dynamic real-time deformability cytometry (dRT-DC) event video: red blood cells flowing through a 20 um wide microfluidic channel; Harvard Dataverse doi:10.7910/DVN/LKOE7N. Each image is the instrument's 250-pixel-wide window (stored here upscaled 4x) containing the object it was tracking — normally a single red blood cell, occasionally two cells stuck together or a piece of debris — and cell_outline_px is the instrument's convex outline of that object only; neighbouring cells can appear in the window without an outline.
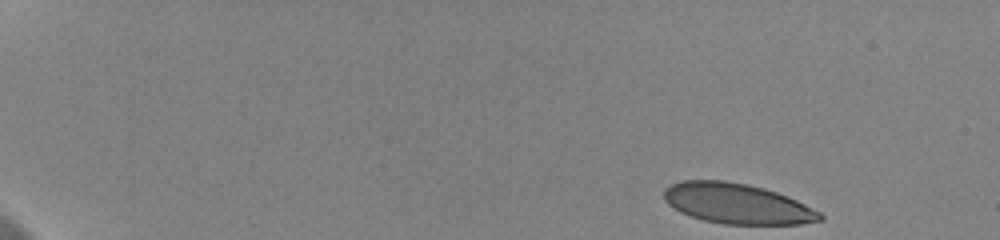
{"species": "human", "species_latin": "Homo sapiens", "temperature_condition": "cold", "stored_images_in_passage": 38, "camera_frame_rate_fps": 3000, "um_per_image_px": 0.085, "donor": {"sex": "female"}, "frame": {"image": 1, "passage_image": 1, "time_ms": 0.0, "image_size_px": [1000, 240], "cell_outline_px": [[824, 220], [800, 224], [724, 224], [704, 220], [680, 212], [668, 204], [664, 200], [664, 188], [680, 180], [724, 180], [748, 184], [764, 188], [788, 196], [820, 212], [824, 216]], "centroid_in_image_um": [62.65, 17.3], "position_along_channel_um": 22.4, "area_um2": 36.7}}
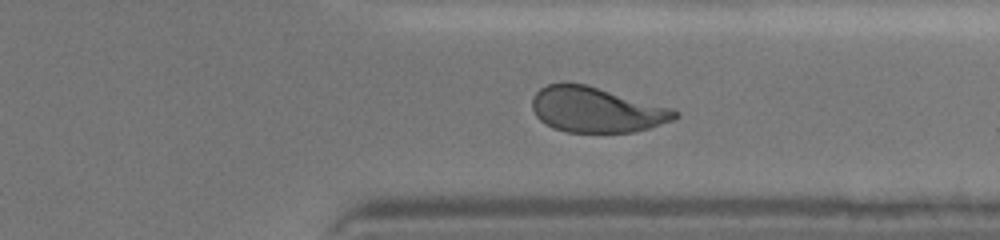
{"frame": {"image": 2, "passage_image": 30, "time_ms": 9.667, "image_size_px": [1000, 240], "cell_outline_px": [[680, 116], [672, 120], [648, 128], [632, 132], [564, 132], [552, 128], [540, 120], [536, 116], [532, 108], [532, 96], [540, 88], [548, 84], [584, 84], [672, 108], [680, 112]], "centroid_in_image_um": [50.67, 9.34], "position_along_channel_um": 360.7, "area_um2": 37.34}}
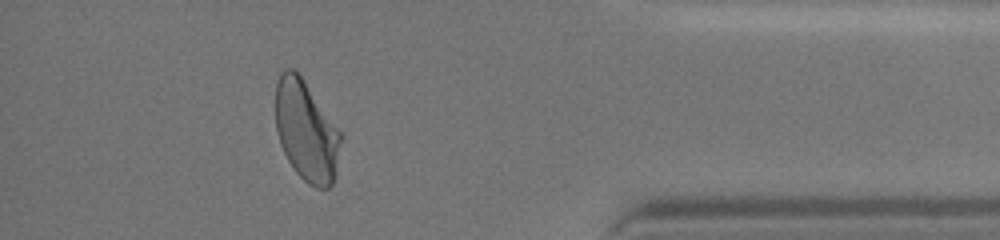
{"frame": {"image": 3, "passage_image": 35, "time_ms": 11.333, "image_size_px": [1000, 240], "cell_outline_px": [[340, 140], [332, 184], [328, 188], [316, 188], [308, 184], [296, 172], [288, 160], [280, 144], [276, 132], [276, 84], [280, 72], [284, 68], [292, 68], [300, 76], [340, 132]], "centroid_in_image_um": [25.97, 11.13], "position_along_channel_um": 409.2, "area_um2": 37.17}, "authors_computed_cell_mechanics": {"area_um2": 38.5815, "velocity_mm_per_s": 3.6813, "shape_relaxation_time_tau1_ms": 3.3777, "shape_relaxation_time_tau2_ms": null, "deformation_change_tau1": 0.1414, "deformation_change_tau2": null}}